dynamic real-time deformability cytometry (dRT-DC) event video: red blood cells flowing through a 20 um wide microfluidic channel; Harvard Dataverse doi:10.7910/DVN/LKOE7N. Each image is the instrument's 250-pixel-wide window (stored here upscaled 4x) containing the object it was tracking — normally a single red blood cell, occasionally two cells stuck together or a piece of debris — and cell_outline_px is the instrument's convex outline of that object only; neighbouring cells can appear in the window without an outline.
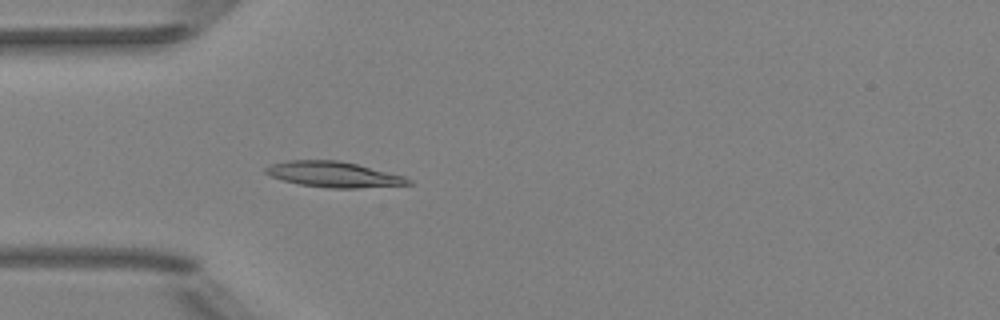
{"species": "Egyptian fruit bat (a non-hibernating species)", "species_latin": "Rousettus aegyptiacus", "temperature_condition": "room temperature", "stored_images_in_passage": 5, "camera_frame_rate_fps": 3000, "um_per_image_px": 0.085, "animal": {"sex": "female"}, "frame": {"image": 1, "passage_image": 5, "time_ms": 4.333, "image_size_px": [1000, 320], "cell_outline_px": [[412, 184], [356, 188], [328, 188], [300, 184], [284, 180], [272, 176], [264, 172], [264, 168], [268, 164], [288, 160], [336, 160], [356, 164], [404, 176], [412, 180]], "centroid_in_image_um": [28.33, 14.82], "position_along_channel_um": 56.7, "area_um2": 21.1}}